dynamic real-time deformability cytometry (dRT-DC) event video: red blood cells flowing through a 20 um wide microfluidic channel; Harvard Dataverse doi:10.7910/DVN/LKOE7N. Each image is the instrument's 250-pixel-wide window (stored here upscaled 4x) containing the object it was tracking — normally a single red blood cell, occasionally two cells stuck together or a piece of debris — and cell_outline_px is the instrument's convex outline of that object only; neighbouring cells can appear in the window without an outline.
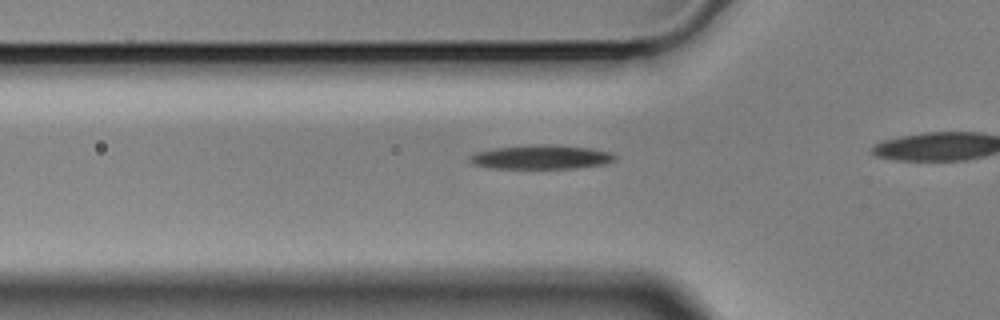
{"species": "Egyptian fruit bat (a non-hibernating species)", "species_latin": "Rousettus aegyptiacus", "temperature_condition": "cold", "stored_images_in_passage": 40, "camera_frame_rate_fps": 3000, "um_per_image_px": 0.085, "animal": {"sex": "male"}, "frame": {"image": 1, "passage_image": 14, "time_ms": 4.333, "image_size_px": [1000, 320], "cell_outline_px": [[616, 160], [604, 164], [572, 168], [492, 168], [472, 164], [468, 160], [468, 156], [476, 152], [496, 148], [532, 144], [552, 144], [588, 148], [612, 152], [616, 156]], "centroid_in_image_um": [45.98, 13.34], "position_along_channel_um": 79.8, "area_um2": 20.4}}
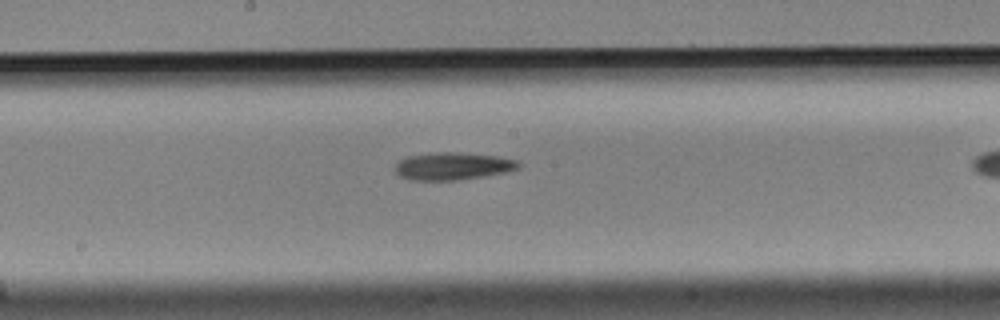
{"frame": {"image": 2, "passage_image": 25, "time_ms": 8.0, "image_size_px": [1000, 320], "cell_outline_px": [[520, 168], [504, 172], [484, 176], [456, 180], [408, 180], [400, 176], [396, 172], [396, 164], [400, 160], [408, 156], [436, 152], [456, 152], [496, 156], [516, 160], [520, 164]], "centroid_in_image_um": [38.47, 14.12], "position_along_channel_um": 209.7, "area_um2": 19.59}}
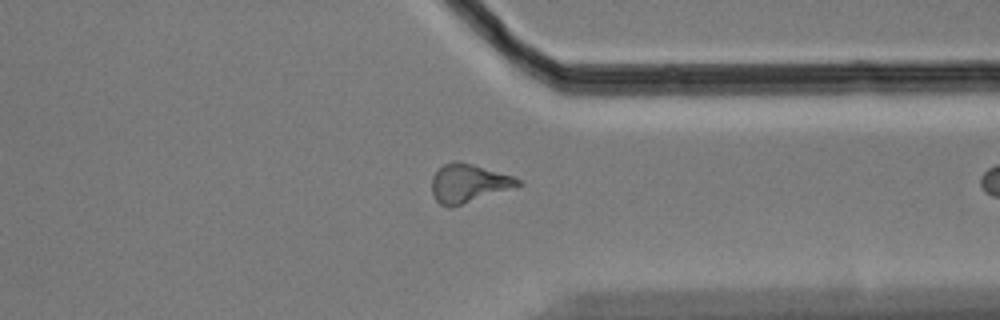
{"frame": {"image": 3, "passage_image": 39, "time_ms": 12.667, "image_size_px": [1000, 320], "cell_outline_px": [[524, 184], [452, 208], [448, 208], [440, 204], [436, 200], [432, 192], [432, 176], [444, 164], [452, 160], [456, 160], [472, 164], [512, 176], [520, 180]], "centroid_in_image_um": [39.8, 15.59], "position_along_channel_um": 371.6, "area_um2": 19.25}}